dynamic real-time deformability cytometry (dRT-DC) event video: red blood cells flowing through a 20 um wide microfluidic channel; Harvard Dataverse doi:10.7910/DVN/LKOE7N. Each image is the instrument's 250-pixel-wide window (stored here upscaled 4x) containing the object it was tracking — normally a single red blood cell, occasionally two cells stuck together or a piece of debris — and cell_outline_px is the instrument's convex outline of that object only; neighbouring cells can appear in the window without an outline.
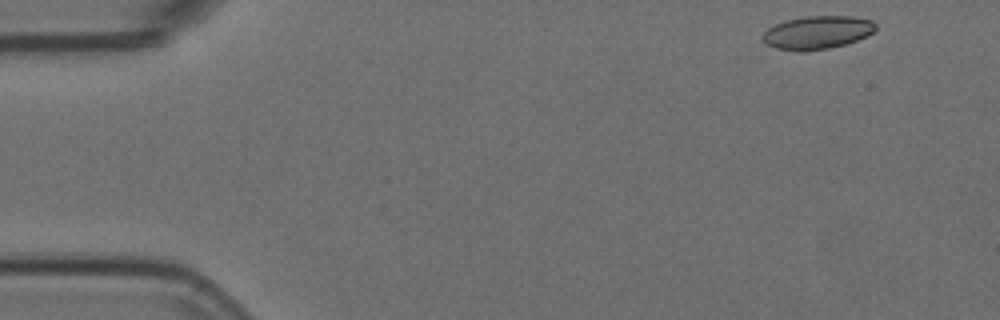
{"species": "Egyptian fruit bat (a non-hibernating species)", "species_latin": "Rousettus aegyptiacus", "temperature_condition": "room temperature", "stored_images_in_passage": 51, "camera_frame_rate_fps": 3000, "um_per_image_px": 0.085, "animal": {"sex": "female"}, "frame": {"image": 1, "passage_image": 1, "time_ms": 0.0, "image_size_px": [1000, 320], "cell_outline_px": [[876, 28], [872, 32], [856, 40], [844, 44], [828, 48], [804, 52], [800, 52], [776, 48], [764, 44], [760, 40], [760, 36], [768, 28], [776, 24], [788, 20], [804, 16], [852, 16], [872, 20], [876, 24]], "centroid_in_image_um": [69.41, 2.77], "position_along_channel_um": 15.6, "area_um2": 21.91}}
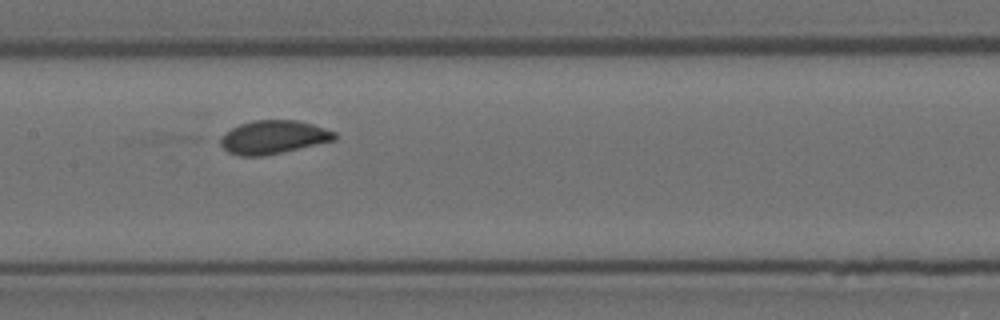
{"frame": {"image": 2, "passage_image": 23, "time_ms": 7.333, "image_size_px": [1000, 320], "cell_outline_px": [[336, 140], [264, 156], [240, 156], [228, 152], [220, 144], [216, 136], [240, 124], [252, 120], [296, 120], [312, 124], [336, 132]], "centroid_in_image_um": [23.18, 11.66], "position_along_channel_um": 184.2, "area_um2": 22.43}}
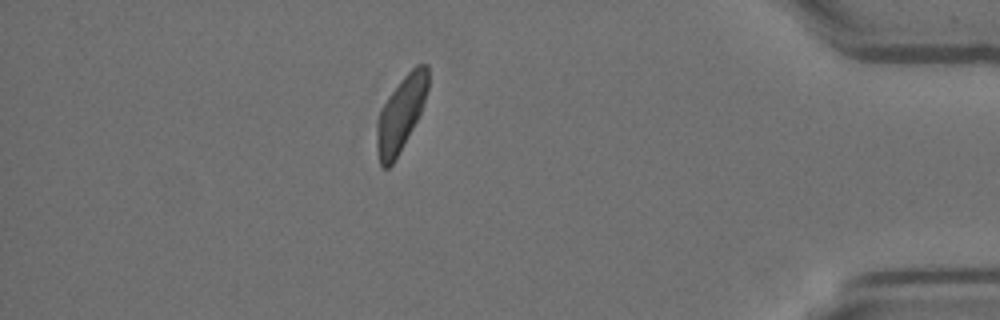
{"frame": {"image": 3, "passage_image": 44, "time_ms": 14.333, "image_size_px": [1000, 320], "cell_outline_px": [[428, 88], [420, 112], [408, 136], [392, 164], [388, 168], [380, 168], [376, 144], [376, 120], [380, 108], [388, 96], [400, 80], [416, 64], [428, 64]], "centroid_in_image_um": [34.03, 9.67], "position_along_channel_um": 401.2, "area_um2": 22.2}}